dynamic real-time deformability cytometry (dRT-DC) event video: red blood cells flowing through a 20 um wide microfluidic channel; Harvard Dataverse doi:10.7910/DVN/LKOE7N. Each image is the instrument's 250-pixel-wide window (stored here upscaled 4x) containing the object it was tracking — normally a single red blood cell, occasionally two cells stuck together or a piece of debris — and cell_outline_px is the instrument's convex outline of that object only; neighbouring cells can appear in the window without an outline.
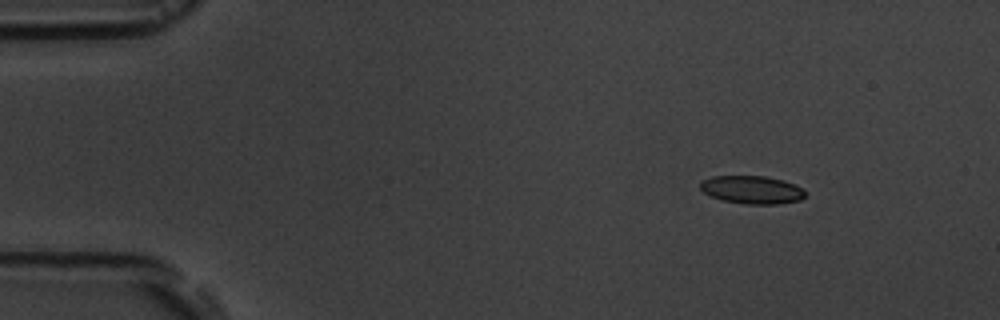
{"species": "common noctule bat (a hibernating species)", "species_latin": "Nyctalus noctula", "temperature_condition": "room temperature", "stored_images_in_passage": 5, "camera_frame_rate_fps": 3000, "um_per_image_px": 0.085, "animal": {"sex": "male", "body_mass_g": 19.5, "forearm_length_mm": 54.6}, "frame": {"image": 1, "passage_image": 1, "time_ms": 0.0, "image_size_px": [1000, 320], "cell_outline_px": [[804, 196], [800, 200], [780, 204], [744, 204], [720, 200], [704, 192], [700, 188], [700, 180], [712, 176], [764, 176], [784, 180], [804, 188]], "centroid_in_image_um": [63.9, 16.13], "position_along_channel_um": 21.1, "area_um2": 17.28}}
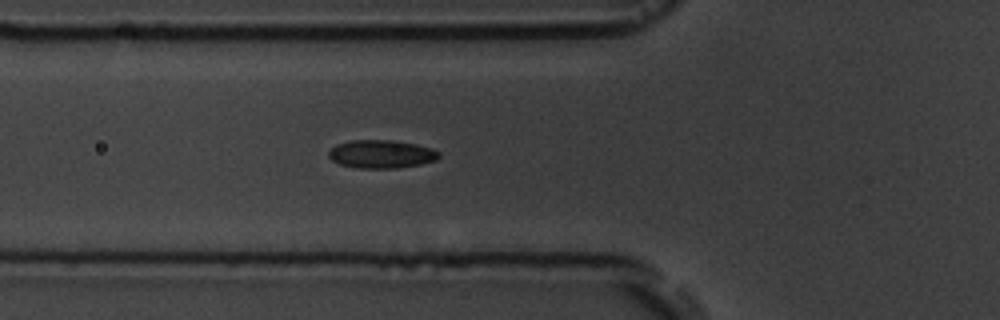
{"frame": {"image": 2, "passage_image": 5, "time_ms": 4.333, "image_size_px": [1000, 320], "cell_outline_px": [[440, 156], [436, 160], [420, 164], [396, 168], [356, 168], [340, 164], [332, 160], [328, 156], [328, 152], [336, 144], [352, 140], [396, 140], [416, 144], [432, 148], [440, 152]], "centroid_in_image_um": [32.42, 13.09], "position_along_channel_um": 93.4, "area_um2": 18.21}}